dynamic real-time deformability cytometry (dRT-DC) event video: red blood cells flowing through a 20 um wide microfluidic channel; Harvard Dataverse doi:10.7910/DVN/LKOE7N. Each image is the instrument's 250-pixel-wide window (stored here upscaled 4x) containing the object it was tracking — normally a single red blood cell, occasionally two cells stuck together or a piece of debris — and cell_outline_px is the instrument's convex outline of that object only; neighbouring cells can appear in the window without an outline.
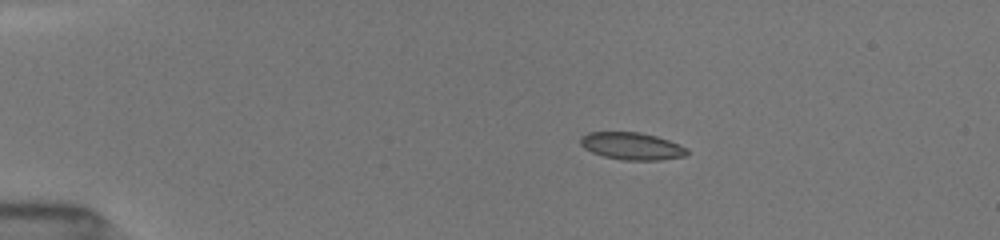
{"species": "common noctule bat (a hibernating species)", "species_latin": "Nyctalus noctula", "temperature_condition": "room temperature", "stored_images_in_passage": 13, "camera_frame_rate_fps": 3000, "um_per_image_px": 0.085, "animal": {"sex": "female", "body_mass_g": 19.5, "forearm_length_mm": 54.1}, "frame": {"image": 1, "passage_image": 1, "time_ms": 0.0, "image_size_px": [1000, 240], "cell_outline_px": [[688, 156], [660, 160], [620, 160], [604, 156], [592, 152], [584, 148], [580, 144], [580, 136], [588, 132], [640, 132], [656, 136], [668, 140], [688, 148]], "centroid_in_image_um": [53.71, 12.42], "position_along_channel_um": 31.3, "area_um2": 17.11}}
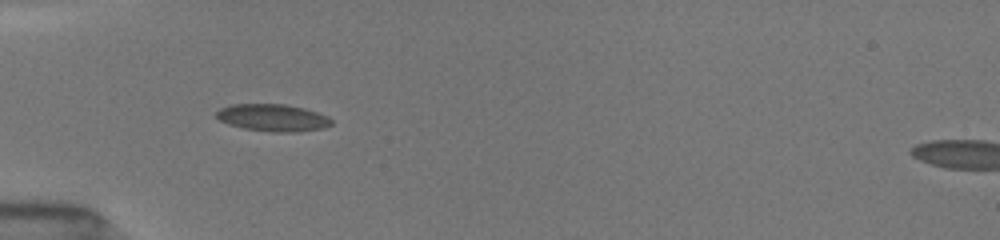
{"frame": {"image": 2, "passage_image": 8, "time_ms": 2.333, "image_size_px": [1000, 240], "cell_outline_px": [[332, 124], [320, 128], [296, 132], [272, 132], [244, 128], [228, 124], [220, 120], [216, 116], [216, 112], [220, 108], [232, 104], [284, 104], [304, 108], [328, 116], [332, 120]], "centroid_in_image_um": [23.17, 10.0], "position_along_channel_um": 61.8, "area_um2": 18.09}}
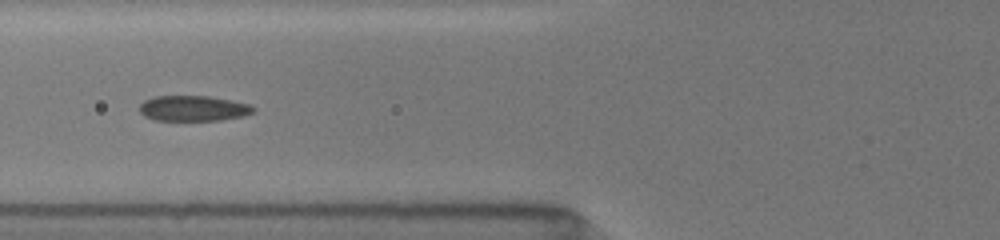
{"frame": {"image": 3, "passage_image": 11, "time_ms": 3.667, "image_size_px": [1000, 240], "cell_outline_px": [[256, 112], [244, 116], [220, 120], [156, 120], [144, 116], [140, 112], [140, 104], [144, 100], [152, 96], [208, 96], [248, 104], [256, 108]], "centroid_in_image_um": [16.43, 9.21], "position_along_channel_um": 109.4, "area_um2": 16.88}}